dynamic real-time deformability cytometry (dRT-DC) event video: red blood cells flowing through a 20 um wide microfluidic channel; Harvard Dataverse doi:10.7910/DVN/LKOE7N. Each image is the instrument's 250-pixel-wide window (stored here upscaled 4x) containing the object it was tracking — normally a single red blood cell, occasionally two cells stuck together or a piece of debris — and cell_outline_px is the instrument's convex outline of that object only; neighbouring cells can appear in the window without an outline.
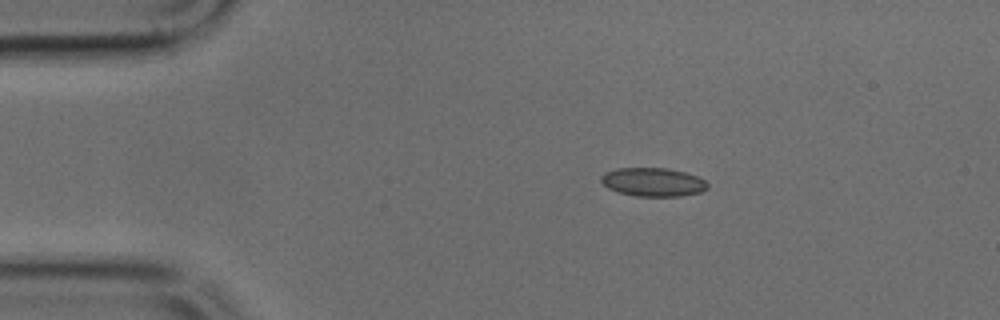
{"species": "common noctule bat (a hibernating species)", "species_latin": "Nyctalus noctula", "temperature_condition": "cold", "stored_images_in_passage": 38, "camera_frame_rate_fps": 3000, "um_per_image_px": 0.085, "animal": {"sex": "male", "body_mass_g": 17.9, "forearm_length_mm": 54.2}, "frame": {"image": 1, "passage_image": 1, "time_ms": 0.0, "image_size_px": [1000, 320], "cell_outline_px": [[708, 188], [700, 192], [680, 196], [636, 196], [620, 192], [608, 188], [600, 180], [600, 176], [604, 172], [616, 168], [668, 168], [684, 172], [696, 176], [704, 180], [708, 184]], "centroid_in_image_um": [55.49, 15.47], "position_along_channel_um": 29.5, "area_um2": 17.69}}
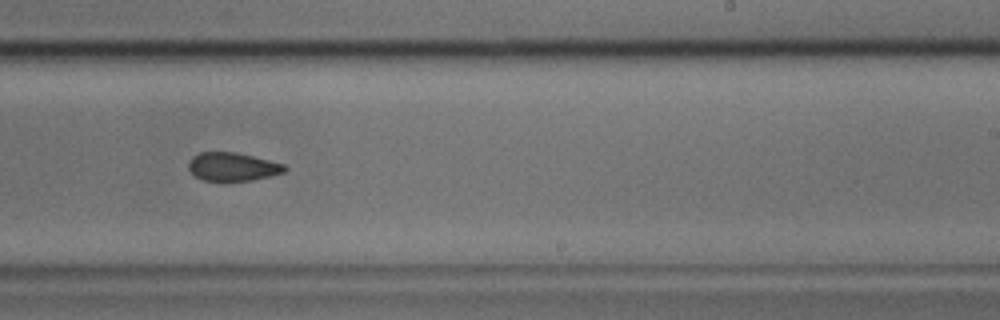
{"frame": {"image": 2, "passage_image": 22, "time_ms": 7.0, "image_size_px": [1000, 320], "cell_outline_px": [[288, 168], [284, 172], [252, 180], [204, 180], [196, 176], [188, 168], [188, 164], [192, 156], [200, 152], [236, 152], [284, 164]], "centroid_in_image_um": [19.76, 14.16], "position_along_channel_um": 269.2, "area_um2": 15.61}}
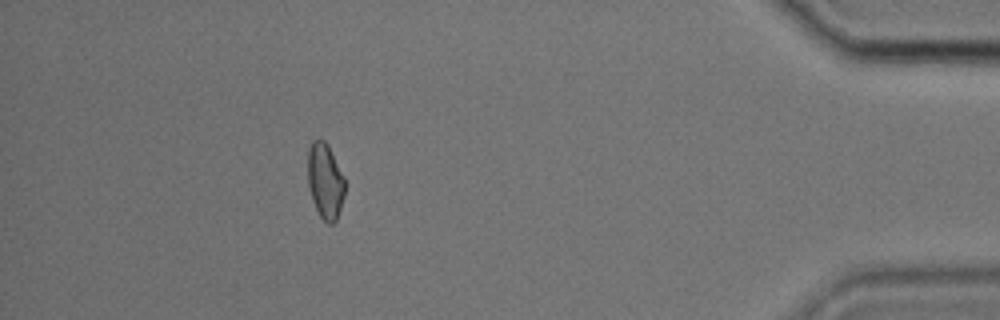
{"frame": {"image": 3, "passage_image": 36, "time_ms": 11.667, "image_size_px": [1000, 320], "cell_outline_px": [[344, 196], [336, 220], [332, 224], [328, 224], [320, 216], [312, 200], [308, 184], [308, 148], [312, 140], [324, 140], [328, 144], [344, 176]], "centroid_in_image_um": [27.63, 15.37], "position_along_channel_um": 407.6, "area_um2": 16.3}}